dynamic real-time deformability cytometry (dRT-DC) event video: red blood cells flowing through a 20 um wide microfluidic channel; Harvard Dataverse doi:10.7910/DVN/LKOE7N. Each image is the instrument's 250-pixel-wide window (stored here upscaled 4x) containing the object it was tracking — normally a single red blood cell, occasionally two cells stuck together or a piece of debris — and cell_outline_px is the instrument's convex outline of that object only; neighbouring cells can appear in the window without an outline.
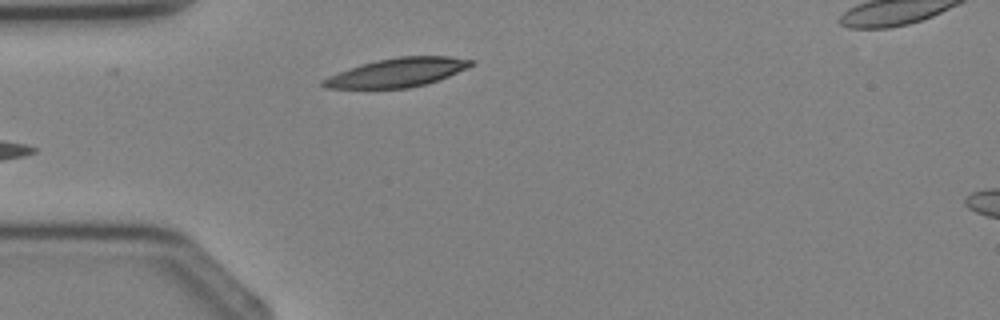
{"species": "Egyptian fruit bat (a non-hibernating species)", "species_latin": "Rousettus aegyptiacus", "temperature_condition": "cold", "stored_images_in_passage": 3, "camera_frame_rate_fps": 3000, "um_per_image_px": 0.085, "animal": {"sex": "female"}, "frame": {"image": 1, "passage_image": 2, "time_ms": 1.333, "image_size_px": [1000, 320], "cell_outline_px": [[476, 64], [468, 68], [448, 76], [424, 84], [408, 88], [324, 88], [320, 84], [320, 80], [328, 76], [360, 64], [376, 60], [400, 56], [448, 56], [476, 60]], "centroid_in_image_um": [33.78, 6.15], "position_along_channel_um": 51.2, "area_um2": 24.85}}